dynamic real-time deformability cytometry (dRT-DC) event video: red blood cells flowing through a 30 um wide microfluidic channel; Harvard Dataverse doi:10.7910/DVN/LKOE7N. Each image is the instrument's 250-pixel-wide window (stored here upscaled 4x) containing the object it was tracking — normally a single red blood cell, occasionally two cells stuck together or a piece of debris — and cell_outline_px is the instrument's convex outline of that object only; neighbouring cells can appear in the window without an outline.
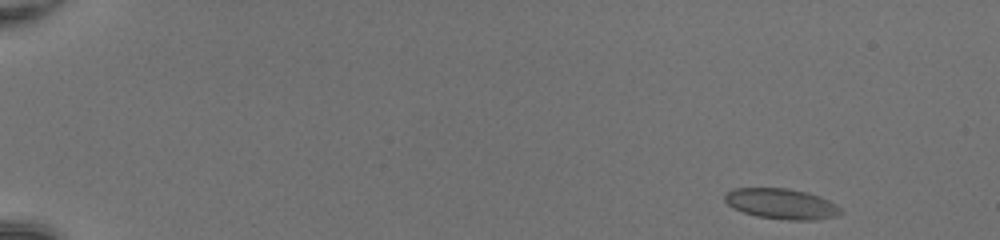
{"species": "common noctule bat (a hibernating species)", "species_latin": "Nyctalus noctula", "temperature_condition": "room temperature", "stored_images_in_passage": 47, "camera_frame_rate_fps": 3000, "um_per_image_px": 0.085, "animal": {"sex": "female", "body_mass_g": 20.0, "forearm_length_mm": 54.0}, "frame": {"image": 1, "passage_image": 1, "time_ms": 0.0, "image_size_px": [1000, 240], "cell_outline_px": [[844, 212], [836, 216], [816, 220], [788, 220], [756, 216], [732, 208], [724, 200], [724, 196], [732, 188], [788, 188], [808, 192], [820, 196], [836, 204]], "centroid_in_image_um": [66.44, 17.32], "position_along_channel_um": 18.6, "area_um2": 20.75}}
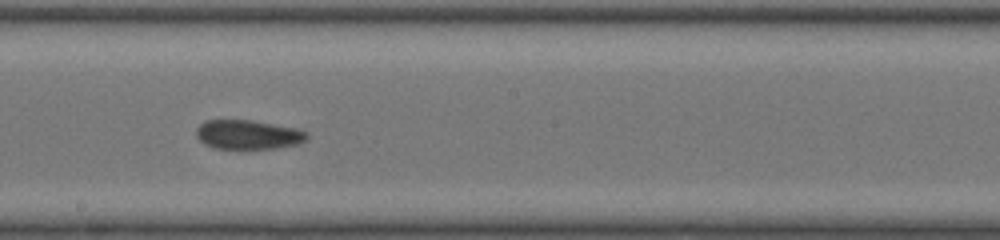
{"frame": {"image": 2, "passage_image": 27, "time_ms": 8.667, "image_size_px": [1000, 240], "cell_outline_px": [[308, 140], [296, 144], [276, 148], [212, 148], [204, 144], [196, 136], [196, 128], [204, 120], [252, 120], [300, 128], [308, 132]], "centroid_in_image_um": [21.11, 11.43], "position_along_channel_um": 227.1, "area_um2": 19.07}}
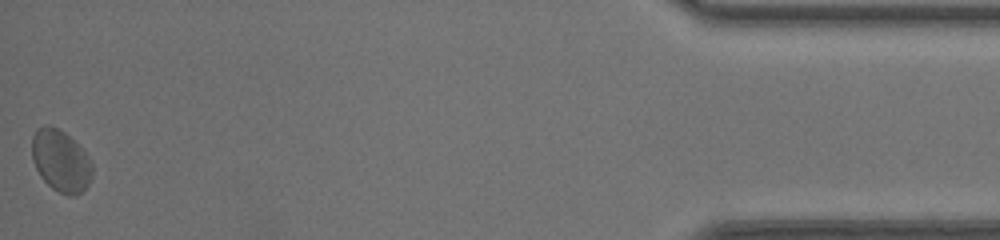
{"frame": {"image": 3, "passage_image": 47, "time_ms": 15.333, "image_size_px": [1000, 240], "cell_outline_px": [[92, 176], [88, 184], [76, 196], [68, 196], [52, 188], [40, 176], [32, 160], [32, 136], [36, 128], [44, 124], [48, 124], [64, 132], [88, 156], [92, 164]], "centroid_in_image_um": [5.13, 13.67], "position_along_channel_um": 430.1, "area_um2": 21.62}, "authors_computed_cell_mechanics": {"area_um2": 19.941, "velocity_mm_per_s": 4.2008, "shape_relaxation_time_tau1_ms": null, "shape_relaxation_time_tau2_ms": 2.1167, "deformation_change_tau1": null, "deformation_change_tau2": 0.0673}}